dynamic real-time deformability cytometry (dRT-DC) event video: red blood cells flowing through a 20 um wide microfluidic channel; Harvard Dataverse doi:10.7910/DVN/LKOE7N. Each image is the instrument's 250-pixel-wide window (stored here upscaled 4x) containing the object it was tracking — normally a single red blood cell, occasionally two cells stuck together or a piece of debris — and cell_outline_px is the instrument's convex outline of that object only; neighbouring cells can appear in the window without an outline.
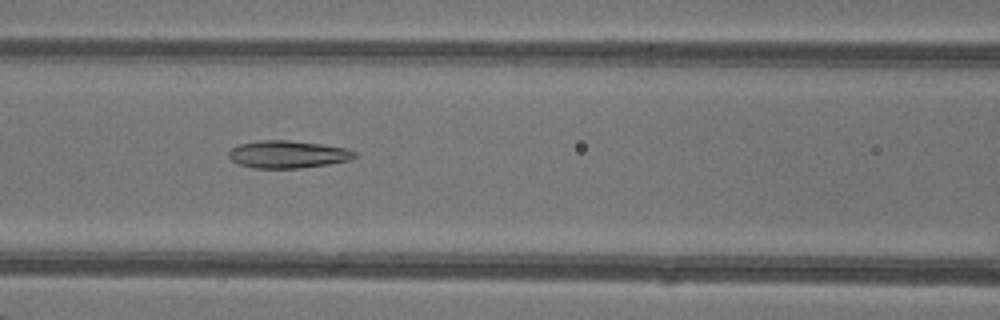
{"species": "common noctule bat (a hibernating species)", "species_latin": "Nyctalus noctula", "temperature_condition": "warm", "stored_images_in_passage": 28, "camera_frame_rate_fps": 3000, "um_per_image_px": 0.085, "animal": {"sex": "female"}, "frame": {"image": 1, "passage_image": 6, "time_ms": 1.667, "image_size_px": [1000, 320], "cell_outline_px": [[356, 156], [348, 160], [328, 164], [300, 168], [252, 168], [240, 164], [232, 160], [228, 156], [228, 152], [232, 148], [240, 144], [260, 140], [288, 140], [320, 144], [348, 148], [356, 152]], "centroid_in_image_um": [24.46, 13.12], "position_along_channel_um": 142.1, "area_um2": 20.06}}
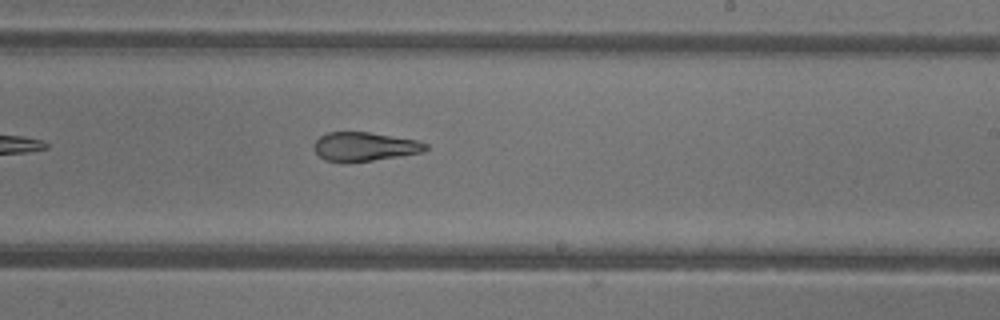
{"frame": {"image": 2, "passage_image": 14, "time_ms": 4.333, "image_size_px": [1000, 320], "cell_outline_px": [[428, 148], [424, 152], [372, 160], [324, 160], [312, 148], [316, 140], [320, 136], [328, 132], [368, 132], [420, 140], [428, 144]], "centroid_in_image_um": [31.04, 12.43], "position_along_channel_um": 258.0, "area_um2": 18.44}}
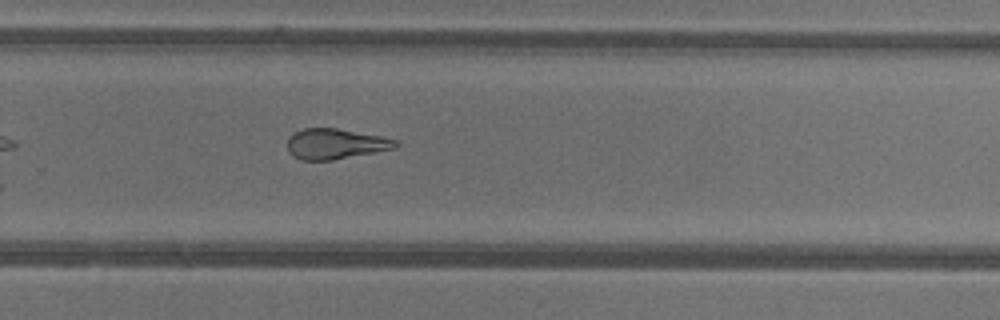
{"frame": {"image": 3, "passage_image": 17, "time_ms": 5.333, "image_size_px": [1000, 320], "cell_outline_px": [[400, 144], [396, 148], [332, 160], [300, 160], [292, 156], [288, 152], [288, 136], [292, 132], [304, 128], [336, 128], [384, 136], [396, 140]], "centroid_in_image_um": [28.5, 12.22], "position_along_channel_um": 301.3, "area_um2": 19.42}, "authors_computed_cell_mechanics": {"area_um2": 20.0277, "velocity_mm_per_s": 4.3512, "shape_relaxation_time_tau1_ms": null, "shape_relaxation_time_tau2_ms": 2.3737, "deformation_change_tau1": null, "deformation_change_tau2": 0.1174}}